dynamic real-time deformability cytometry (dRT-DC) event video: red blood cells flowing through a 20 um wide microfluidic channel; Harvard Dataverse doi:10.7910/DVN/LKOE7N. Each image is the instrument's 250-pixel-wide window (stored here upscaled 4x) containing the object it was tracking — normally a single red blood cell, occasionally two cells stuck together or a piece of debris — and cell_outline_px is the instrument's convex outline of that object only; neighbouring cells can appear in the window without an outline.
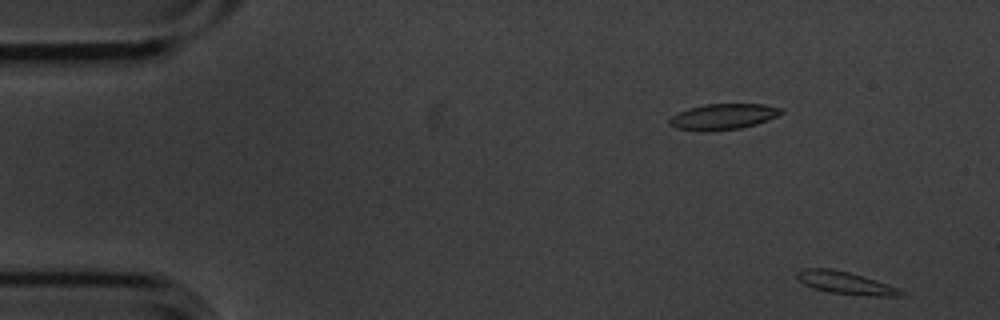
{"species": "common noctule bat (a hibernating species)", "species_latin": "Nyctalus noctula", "temperature_condition": "cold", "stored_images_in_passage": 6, "camera_frame_rate_fps": 3000, "um_per_image_px": 0.085, "animal": {"sex": "male", "body_mass_g": 20.1, "forearm_length_mm": 53.5}, "frame": {"image": 1, "passage_image": 1, "time_ms": 0.0, "image_size_px": [1000, 320], "cell_outline_px": [[908, 292], [900, 296], [868, 296], [828, 292], [812, 288], [804, 284], [796, 276], [796, 272], [804, 268], [832, 268], [864, 276], [888, 284]], "centroid_in_image_um": [71.89, 24.05], "position_along_channel_um": 13.1, "area_um2": 13.76}}